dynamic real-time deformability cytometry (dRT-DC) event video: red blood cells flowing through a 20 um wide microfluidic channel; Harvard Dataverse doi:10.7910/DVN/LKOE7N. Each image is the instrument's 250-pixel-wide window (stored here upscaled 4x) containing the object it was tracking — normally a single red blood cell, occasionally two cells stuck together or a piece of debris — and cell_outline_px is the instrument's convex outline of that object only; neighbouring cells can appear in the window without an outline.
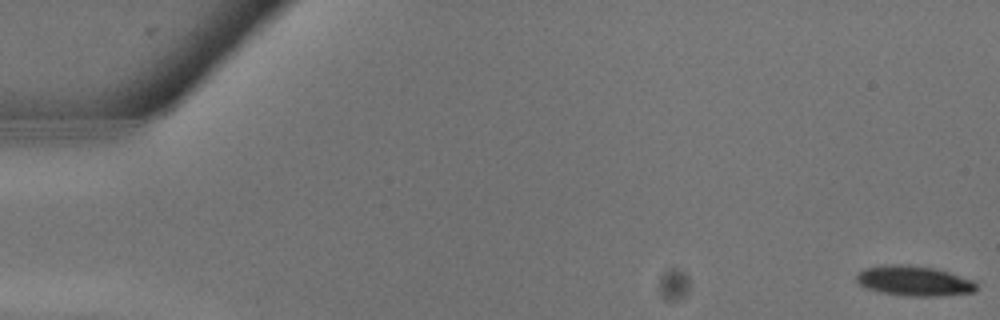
{"species": "common noctule bat (a hibernating species)", "species_latin": "Nyctalus noctula", "temperature_condition": "warm", "stored_images_in_passage": 9, "camera_frame_rate_fps": 3000, "um_per_image_px": 0.085, "animal": {"sex": "male", "body_mass_g": 13.3}, "frame": {"image": 1, "passage_image": 1, "time_ms": 0.0, "image_size_px": [1000, 320], "cell_outline_px": [[976, 292], [940, 296], [904, 296], [876, 292], [864, 288], [856, 280], [856, 276], [864, 268], [896, 264], [900, 264], [932, 268], [948, 272], [972, 280], [976, 284]], "centroid_in_image_um": [77.66, 23.9], "position_along_channel_um": 7.3, "area_um2": 20.92}}
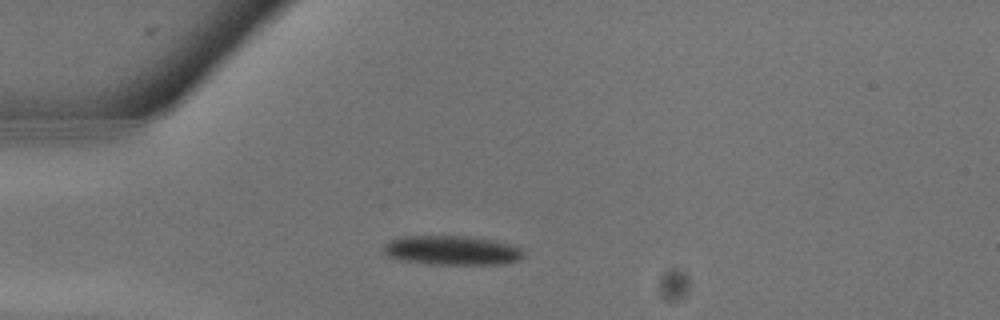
{"frame": {"image": 2, "passage_image": 8, "time_ms": 2.333, "image_size_px": [1000, 320], "cell_outline_px": [[524, 256], [520, 260], [504, 264], [436, 264], [400, 260], [384, 256], [380, 252], [380, 248], [388, 240], [404, 236], [464, 236], [496, 240], [512, 244], [520, 248], [524, 252]], "centroid_in_image_um": [38.37, 21.28], "position_along_channel_um": 46.6, "area_um2": 24.39}}